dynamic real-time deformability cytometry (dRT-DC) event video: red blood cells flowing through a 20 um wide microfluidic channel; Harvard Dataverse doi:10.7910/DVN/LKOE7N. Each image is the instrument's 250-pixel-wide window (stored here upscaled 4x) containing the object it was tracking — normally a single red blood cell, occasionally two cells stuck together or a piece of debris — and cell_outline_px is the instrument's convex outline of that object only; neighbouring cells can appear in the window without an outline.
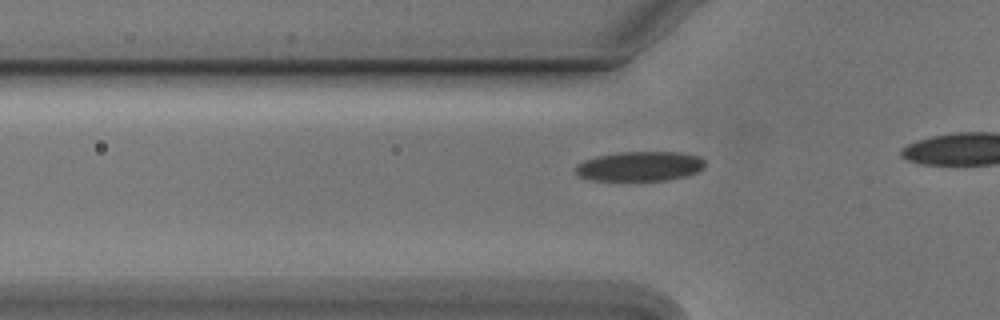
{"species": "Egyptian fruit bat (a non-hibernating species)", "species_latin": "Rousettus aegyptiacus", "temperature_condition": "cold", "stored_images_in_passage": 10, "camera_frame_rate_fps": 3000, "um_per_image_px": 0.085, "animal": {"sex": "male"}, "frame": {"image": 1, "passage_image": 4, "time_ms": 1.0, "image_size_px": [1000, 320], "cell_outline_px": [[704, 168], [688, 176], [668, 180], [592, 180], [580, 176], [576, 172], [576, 164], [584, 160], [596, 156], [624, 152], [680, 152], [700, 156], [704, 160]], "centroid_in_image_um": [54.42, 14.13], "position_along_channel_um": 71.4, "area_um2": 22.37}}
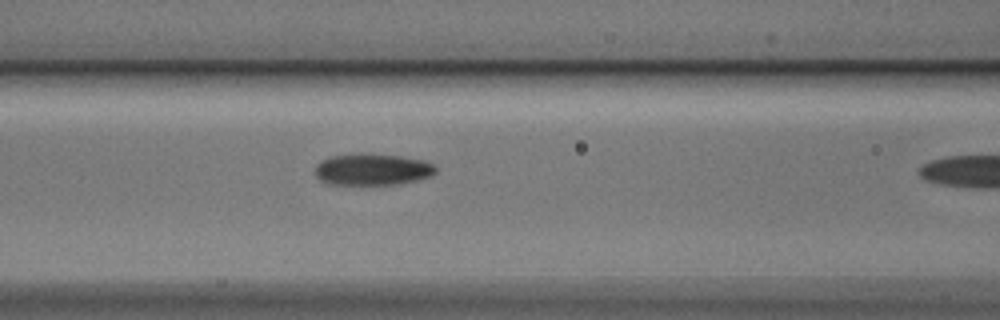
{"frame": {"image": 2, "passage_image": 9, "time_ms": 2.667, "image_size_px": [1000, 320], "cell_outline_px": [[436, 172], [432, 176], [400, 184], [324, 184], [316, 176], [316, 164], [320, 160], [332, 156], [360, 152], [400, 156], [424, 160], [432, 164], [436, 168]], "centroid_in_image_um": [31.63, 14.39], "position_along_channel_um": 135.0, "area_um2": 22.48}}